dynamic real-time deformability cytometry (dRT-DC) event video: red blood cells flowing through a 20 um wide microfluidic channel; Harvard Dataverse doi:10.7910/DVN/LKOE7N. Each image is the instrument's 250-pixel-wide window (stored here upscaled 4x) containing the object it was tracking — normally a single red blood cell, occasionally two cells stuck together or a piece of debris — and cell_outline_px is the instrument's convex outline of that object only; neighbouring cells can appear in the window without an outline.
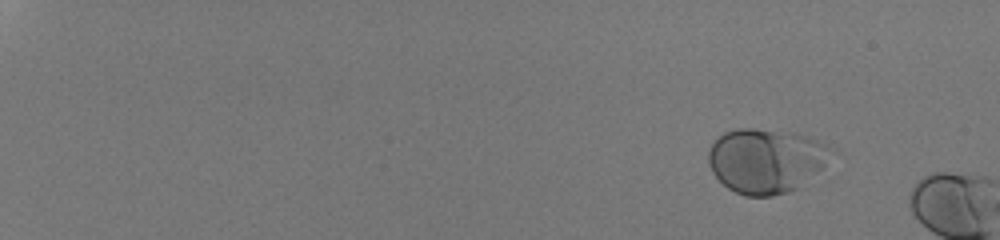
{"species": "human", "species_latin": "Homo sapiens", "temperature_condition": "room temperature", "stored_images_in_passage": 14, "camera_frame_rate_fps": 3000, "um_per_image_px": 0.085, "donor": {"sex": "male"}, "frame": {"image": 1, "passage_image": 8, "time_ms": 2.333, "image_size_px": [1000, 240], "cell_outline_px": [[828, 148], [824, 164], [820, 168], [796, 188], [788, 192], [772, 196], [744, 196], [728, 188], [712, 172], [708, 164], [708, 148], [724, 132], [736, 128], [752, 128], [796, 132], [828, 144]], "centroid_in_image_um": [65.02, 13.63], "position_along_channel_um": 20.0, "area_um2": 45.6}}